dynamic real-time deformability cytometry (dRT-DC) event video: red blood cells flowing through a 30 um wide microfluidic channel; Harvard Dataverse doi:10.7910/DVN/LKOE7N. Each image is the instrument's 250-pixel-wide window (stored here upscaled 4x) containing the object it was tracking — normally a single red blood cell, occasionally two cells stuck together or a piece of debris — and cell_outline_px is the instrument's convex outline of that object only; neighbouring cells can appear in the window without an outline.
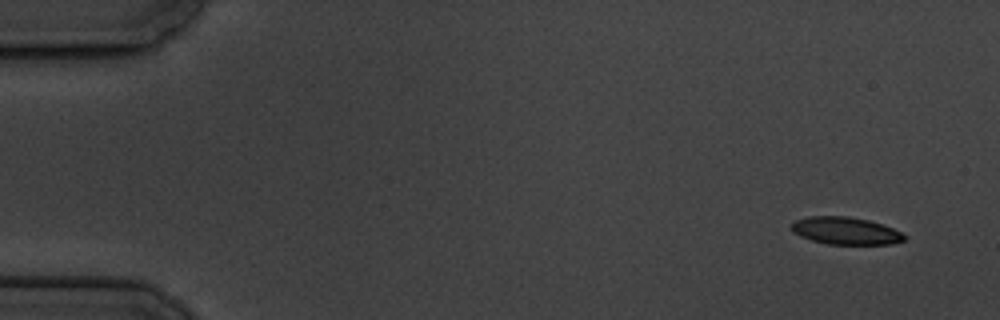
{"species": "common noctule bat (a hibernating species)", "species_latin": "Nyctalus noctula", "temperature_condition": "cold", "stored_images_in_passage": 5, "camera_frame_rate_fps": 3000, "um_per_image_px": 0.085, "animal": {"sex": "male", "body_mass_g": 19.5, "forearm_length_mm": 54.6}, "frame": {"image": 1, "passage_image": 1, "time_ms": 0.0, "image_size_px": [1000, 320], "cell_outline_px": [[908, 240], [892, 244], [828, 244], [812, 240], [800, 236], [792, 232], [792, 224], [796, 220], [808, 216], [848, 216], [868, 220], [884, 224], [908, 236]], "centroid_in_image_um": [71.93, 19.62], "position_along_channel_um": 13.1, "area_um2": 18.15}}
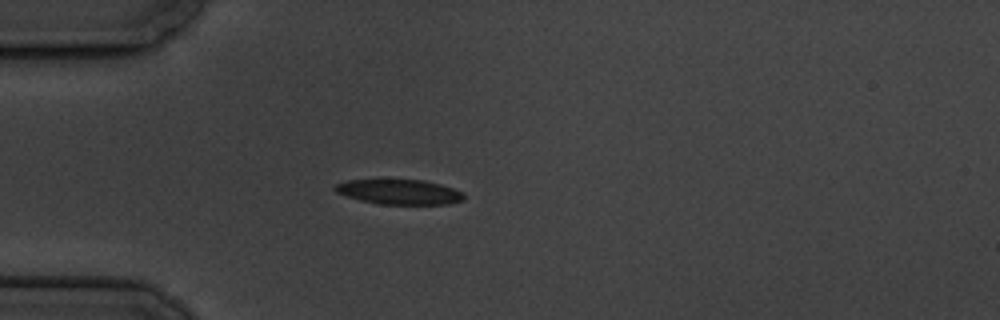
{"frame": {"image": 2, "passage_image": 5, "time_ms": 4.333, "image_size_px": [1000, 320], "cell_outline_px": [[464, 200], [448, 204], [380, 204], [360, 200], [336, 192], [332, 188], [336, 184], [348, 180], [424, 180], [440, 184], [464, 192]], "centroid_in_image_um": [33.96, 16.31], "position_along_channel_um": 51.0, "area_um2": 18.61}}